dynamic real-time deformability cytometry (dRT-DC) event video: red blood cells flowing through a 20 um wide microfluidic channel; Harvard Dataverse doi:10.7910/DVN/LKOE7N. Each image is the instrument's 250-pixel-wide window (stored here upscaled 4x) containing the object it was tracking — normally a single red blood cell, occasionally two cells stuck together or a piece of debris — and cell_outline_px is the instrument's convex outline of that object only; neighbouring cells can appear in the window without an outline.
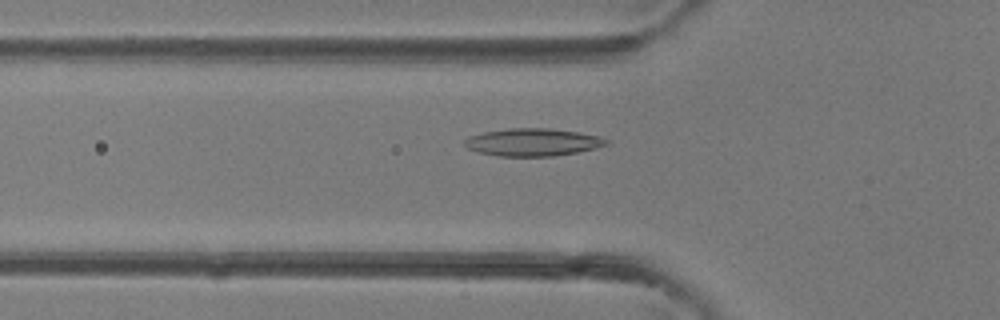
{"species": "common noctule bat (a hibernating species)", "species_latin": "Nyctalus noctula", "temperature_condition": "room temperature", "stored_images_in_passage": 32, "camera_frame_rate_fps": 3000, "um_per_image_px": 0.085, "animal": {"sex": "female"}, "frame": {"image": 1, "passage_image": 6, "time_ms": 1.667, "image_size_px": [1000, 320], "cell_outline_px": [[608, 144], [596, 148], [576, 152], [552, 156], [496, 156], [476, 152], [468, 148], [464, 144], [464, 140], [468, 136], [484, 132], [508, 128], [548, 128], [576, 132], [600, 136], [608, 140]], "centroid_in_image_um": [45.24, 12.09], "position_along_channel_um": 80.6, "area_um2": 22.77}}
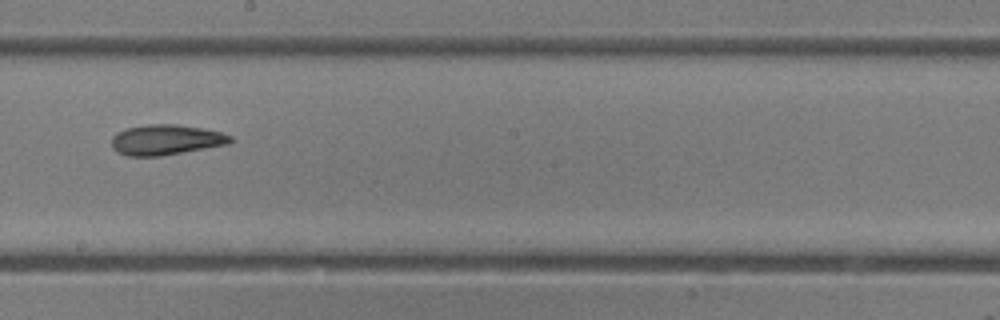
{"frame": {"image": 2, "passage_image": 15, "time_ms": 4.667, "image_size_px": [1000, 320], "cell_outline_px": [[232, 140], [228, 144], [160, 156], [128, 156], [116, 152], [112, 148], [112, 136], [116, 132], [124, 128], [148, 124], [176, 124], [200, 128], [220, 132], [232, 136]], "centroid_in_image_um": [14.05, 11.88], "position_along_channel_um": 234.2, "area_um2": 20.98}}
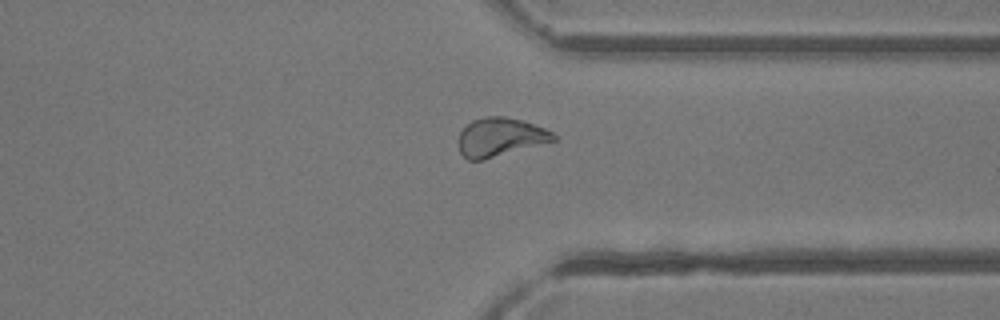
{"frame": {"image": 3, "passage_image": 23, "time_ms": 7.333, "image_size_px": [1000, 320], "cell_outline_px": [[556, 140], [484, 160], [468, 160], [460, 152], [460, 132], [472, 120], [484, 116], [504, 116], [520, 120], [544, 128], [552, 132], [556, 136]], "centroid_in_image_um": [42.51, 11.66], "position_along_channel_um": 368.9, "area_um2": 21.1}}